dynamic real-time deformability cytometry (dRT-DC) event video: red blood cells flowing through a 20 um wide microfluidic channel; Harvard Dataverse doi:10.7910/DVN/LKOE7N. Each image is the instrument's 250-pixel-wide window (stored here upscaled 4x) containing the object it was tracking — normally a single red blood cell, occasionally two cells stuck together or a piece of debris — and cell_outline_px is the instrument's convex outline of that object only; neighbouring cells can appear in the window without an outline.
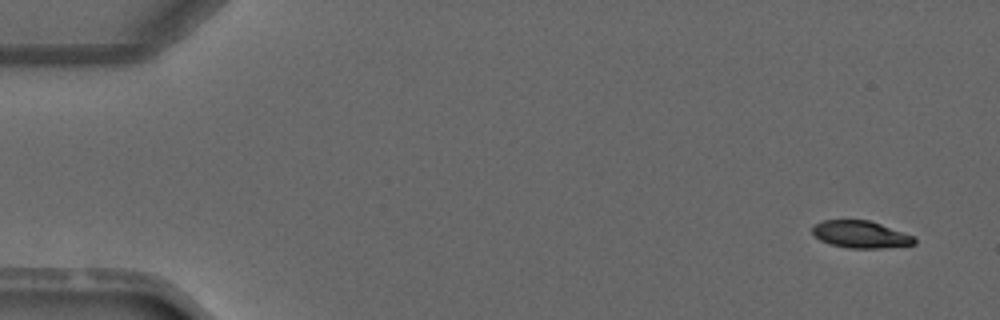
{"species": "common noctule bat (a hibernating species)", "species_latin": "Nyctalus noctula", "temperature_condition": "warm", "stored_images_in_passage": 4, "camera_frame_rate_fps": 3000, "um_per_image_px": 0.085, "animal": {"sex": "male", "forearm_length_mm": 52.5}, "frame": {"image": 1, "passage_image": 1, "time_ms": 0.0, "image_size_px": [1000, 320], "cell_outline_px": [[916, 244], [880, 248], [848, 248], [832, 244], [820, 240], [812, 232], [812, 228], [816, 224], [824, 220], [868, 220], [916, 236]], "centroid_in_image_um": [73.19, 19.93], "position_along_channel_um": 11.8, "area_um2": 16.01}}
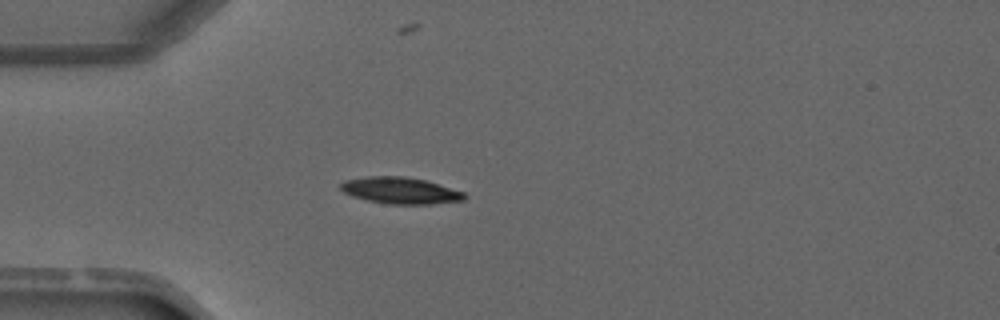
{"frame": {"image": 2, "passage_image": 4, "time_ms": 3.333, "image_size_px": [1000, 320], "cell_outline_px": [[468, 196], [464, 200], [432, 204], [388, 204], [368, 200], [352, 196], [344, 192], [340, 188], [340, 184], [344, 180], [368, 176], [404, 176], [424, 180], [464, 192]], "centroid_in_image_um": [34.02, 16.19], "position_along_channel_um": 51.0, "area_um2": 19.07}}